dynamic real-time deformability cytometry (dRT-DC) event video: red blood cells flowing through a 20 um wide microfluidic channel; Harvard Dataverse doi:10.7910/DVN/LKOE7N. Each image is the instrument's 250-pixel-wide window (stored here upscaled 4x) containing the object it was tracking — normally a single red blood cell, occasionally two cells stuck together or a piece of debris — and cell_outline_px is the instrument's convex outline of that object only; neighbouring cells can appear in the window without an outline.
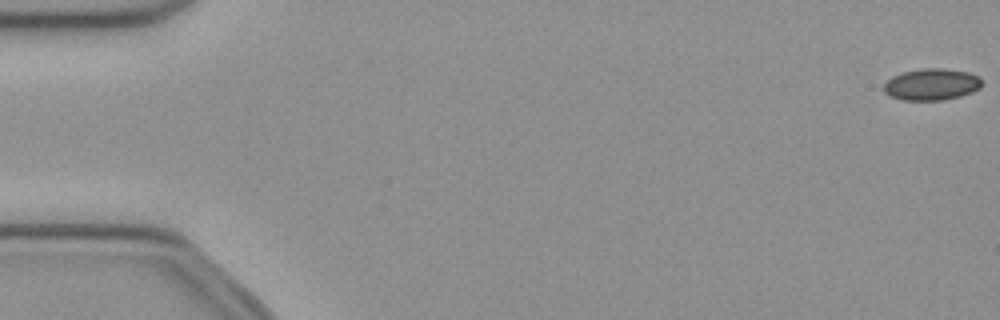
{"species": "common noctule bat (a hibernating species)", "species_latin": "Nyctalus noctula", "temperature_condition": "cold", "stored_images_in_passage": 52, "camera_frame_rate_fps": 3000, "um_per_image_px": 0.085, "animal": {"sex": "female", "body_mass_g": 21.9}, "frame": {"image": 1, "passage_image": 1, "time_ms": 0.0, "image_size_px": [1000, 320], "cell_outline_px": [[984, 80], [980, 88], [972, 92], [960, 96], [944, 100], [900, 100], [888, 96], [884, 92], [884, 84], [892, 76], [904, 72], [924, 68], [940, 68], [968, 72], [980, 76]], "centroid_in_image_um": [79.2, 7.18], "position_along_channel_um": 5.8, "area_um2": 18.26}}
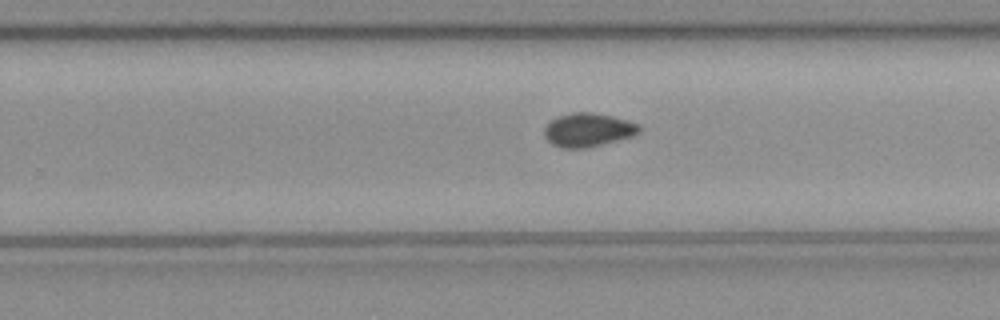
{"frame": {"image": 2, "passage_image": 33, "time_ms": 10.667, "image_size_px": [1000, 320], "cell_outline_px": [[640, 132], [632, 136], [584, 148], [560, 148], [552, 144], [544, 136], [544, 128], [552, 120], [560, 116], [572, 112], [592, 112], [612, 116], [640, 124]], "centroid_in_image_um": [49.97, 11.04], "position_along_channel_um": 279.8, "area_um2": 18.38}}
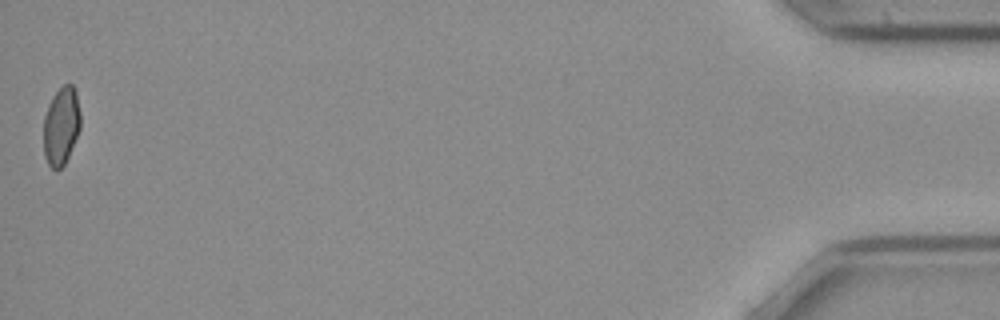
{"frame": {"image": 3, "passage_image": 52, "time_ms": 17.0, "image_size_px": [1000, 320], "cell_outline_px": [[80, 128], [68, 156], [64, 164], [56, 172], [48, 164], [44, 156], [44, 116], [48, 104], [52, 96], [64, 84], [72, 84], [76, 92], [80, 112]], "centroid_in_image_um": [5.19, 10.7], "position_along_channel_um": 430.0, "area_um2": 16.76}, "authors_computed_cell_mechanics": {"area_um2": 18.0914, "velocity_mm_per_s": 3.9782, "shape_relaxation_time_tau1_ms": null, "shape_relaxation_time_tau2_ms": 4.6597, "deformation_change_tau1": null, "deformation_change_tau2": 0.0658}}